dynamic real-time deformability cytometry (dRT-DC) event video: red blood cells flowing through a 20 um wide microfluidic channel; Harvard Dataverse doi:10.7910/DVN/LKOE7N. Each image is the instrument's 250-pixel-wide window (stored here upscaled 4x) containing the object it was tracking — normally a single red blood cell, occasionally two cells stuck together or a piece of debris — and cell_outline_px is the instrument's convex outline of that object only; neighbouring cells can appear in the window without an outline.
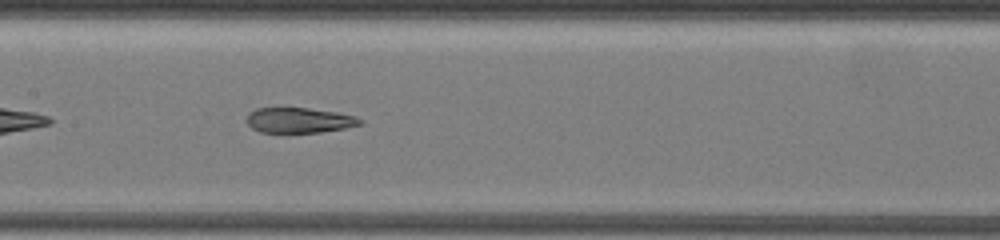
{"species": "common noctule bat (a hibernating species)", "species_latin": "Nyctalus noctula", "temperature_condition": "warm", "stored_images_in_passage": 46, "camera_frame_rate_fps": 3000, "um_per_image_px": 0.085, "animal": {"sex": "female", "body_mass_g": 19.5, "forearm_length_mm": 54.1}, "frame": {"image": 1, "passage_image": 14, "time_ms": 3.333, "image_size_px": [1000, 240], "cell_outline_px": [[364, 120], [360, 124], [344, 128], [320, 132], [288, 136], [260, 132], [252, 128], [248, 124], [248, 112], [256, 108], [308, 108], [336, 112], [356, 116]], "centroid_in_image_um": [25.39, 10.27], "position_along_channel_um": 182.0, "area_um2": 17.4}}
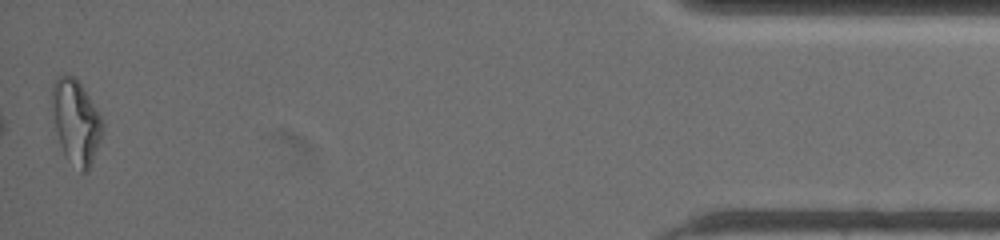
{"frame": {"image": 2, "passage_image": 45, "time_ms": 12.333, "image_size_px": [1000, 240], "cell_outline_px": [[104, 128], [100, 140], [88, 172], [80, 172], [64, 156], [60, 144], [56, 128], [52, 108], [52, 84], [56, 76], [76, 76], [100, 116], [104, 124]], "centroid_in_image_um": [6.45, 10.36], "position_along_channel_um": 428.7, "area_um2": 24.57}, "authors_computed_cell_mechanics": {"area_um2": 18.7272, "velocity_mm_per_s": 3.5533, "shape_relaxation_time_tau1_ms": null, "shape_relaxation_time_tau2_ms": 2.0886, "deformation_change_tau1": null, "deformation_change_tau2": 0.0972}}